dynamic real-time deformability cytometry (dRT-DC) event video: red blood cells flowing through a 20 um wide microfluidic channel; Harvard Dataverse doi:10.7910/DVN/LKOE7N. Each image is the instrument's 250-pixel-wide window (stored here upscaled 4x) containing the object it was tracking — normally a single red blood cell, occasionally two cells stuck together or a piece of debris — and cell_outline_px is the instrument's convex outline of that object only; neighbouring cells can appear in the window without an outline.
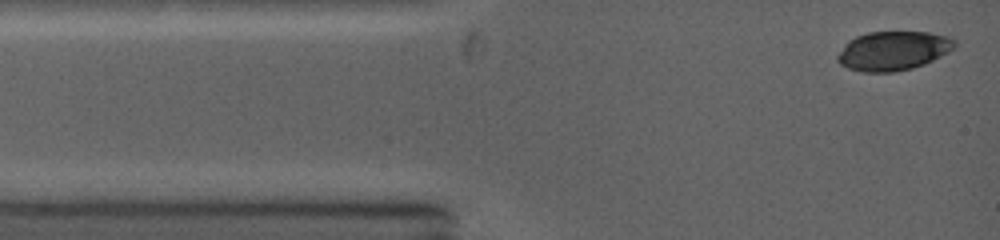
{"species": "common noctule bat (a hibernating species)", "species_latin": "Nyctalus noctula", "temperature_condition": "warm", "stored_images_in_passage": 3, "camera_frame_rate_fps": 5000, "um_per_image_px": 0.085, "animal": {"sex": "female", "body_mass_g": 19.0, "forearm_length_mm": 53.3}, "frame": {"image": 1, "passage_image": 1, "time_ms": 0.0, "image_size_px": [1000, 240], "cell_outline_px": [[956, 48], [924, 64], [912, 68], [892, 72], [864, 72], [848, 68], [840, 64], [836, 60], [836, 56], [848, 40], [856, 36], [868, 32], [928, 32], [944, 36], [956, 40]], "centroid_in_image_um": [75.9, 4.32], "position_along_channel_um": 9.1, "area_um2": 26.65}}
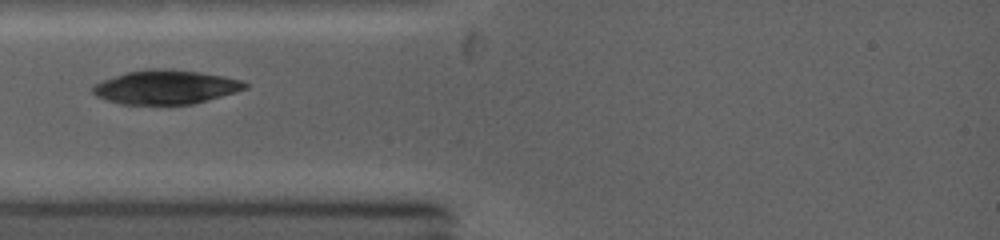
{"frame": {"image": 2, "passage_image": 3, "time_ms": 2.6, "image_size_px": [1000, 240], "cell_outline_px": [[248, 84], [244, 88], [220, 96], [192, 104], [120, 104], [108, 100], [92, 92], [92, 88], [96, 84], [104, 80], [128, 72], [156, 68], [160, 68], [196, 72], [220, 76], [240, 80]], "centroid_in_image_um": [14.05, 7.41], "position_along_channel_um": 70.9, "area_um2": 29.13}}